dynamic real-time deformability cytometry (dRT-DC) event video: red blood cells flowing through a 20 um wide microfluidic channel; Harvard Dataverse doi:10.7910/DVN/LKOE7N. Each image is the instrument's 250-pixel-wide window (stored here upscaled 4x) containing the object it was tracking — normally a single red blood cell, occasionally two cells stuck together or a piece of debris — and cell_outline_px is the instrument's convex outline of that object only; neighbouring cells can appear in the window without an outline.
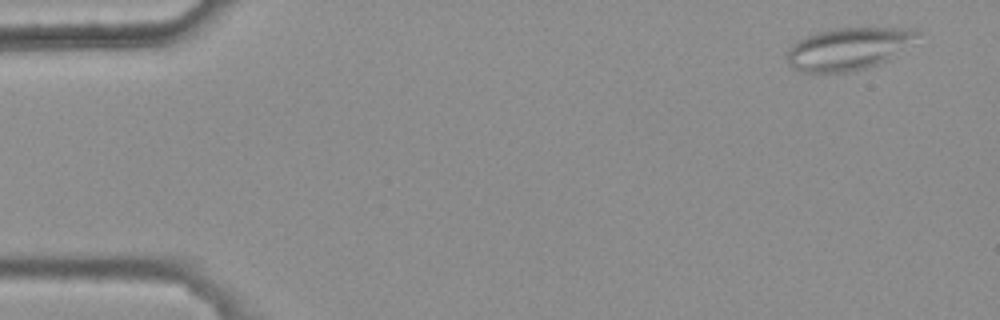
{"species": "common noctule bat (a hibernating species)", "species_latin": "Nyctalus noctula", "temperature_condition": "warm", "stored_images_in_passage": 10, "camera_frame_rate_fps": 3000, "um_per_image_px": 0.085, "animal": {"sex": "female", "body_mass_g": 25.1}, "frame": {"image": 1, "passage_image": 1, "time_ms": 0.0, "image_size_px": [1000, 320], "cell_outline_px": [[920, 32], [916, 36], [888, 60], [880, 64], [868, 68], [848, 72], [800, 72], [792, 68], [788, 64], [788, 48], [796, 40], [804, 36], [816, 32], [832, 28], [916, 28]], "centroid_in_image_um": [72.03, 4.14], "position_along_channel_um": 13.0, "area_um2": 32.02}}
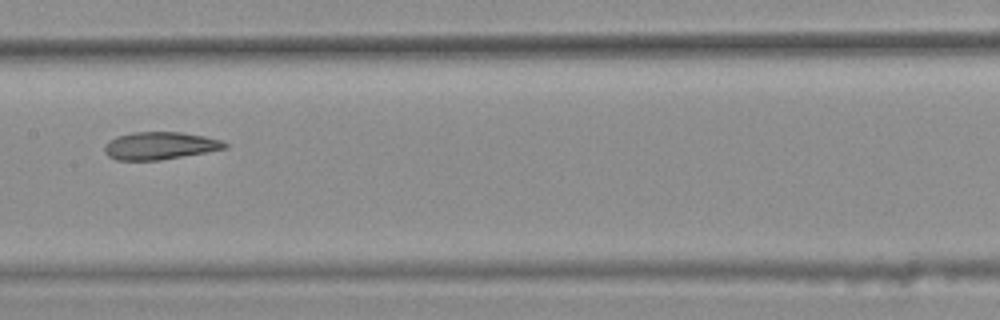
{"frame": {"image": 2, "passage_image": 7, "time_ms": 2.0, "image_size_px": [1000, 320], "cell_outline_px": [[228, 148], [160, 160], [116, 160], [108, 156], [104, 152], [104, 148], [108, 140], [116, 136], [132, 132], [180, 132], [204, 136], [220, 140], [228, 144]], "centroid_in_image_um": [13.56, 12.38], "position_along_channel_um": 193.8, "area_um2": 19.31}}
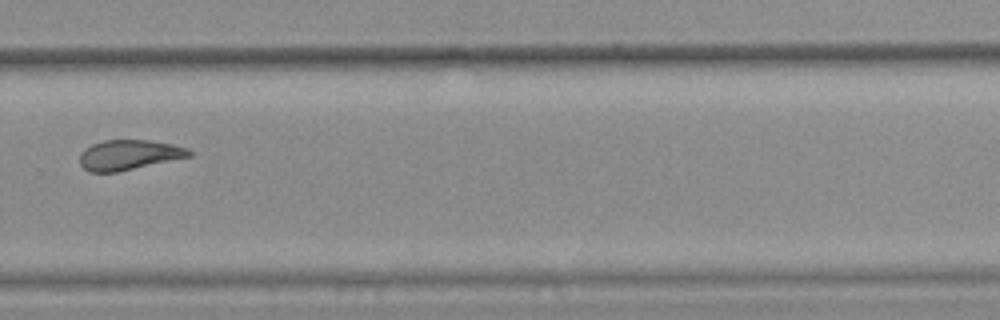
{"frame": {"image": 3, "passage_image": 10, "time_ms": 3.0, "image_size_px": [1000, 320], "cell_outline_px": [[192, 156], [116, 172], [88, 172], [80, 164], [80, 152], [84, 148], [92, 144], [104, 140], [152, 140], [172, 144], [188, 148], [192, 152]], "centroid_in_image_um": [10.95, 13.16], "position_along_channel_um": 318.9, "area_um2": 19.19}}